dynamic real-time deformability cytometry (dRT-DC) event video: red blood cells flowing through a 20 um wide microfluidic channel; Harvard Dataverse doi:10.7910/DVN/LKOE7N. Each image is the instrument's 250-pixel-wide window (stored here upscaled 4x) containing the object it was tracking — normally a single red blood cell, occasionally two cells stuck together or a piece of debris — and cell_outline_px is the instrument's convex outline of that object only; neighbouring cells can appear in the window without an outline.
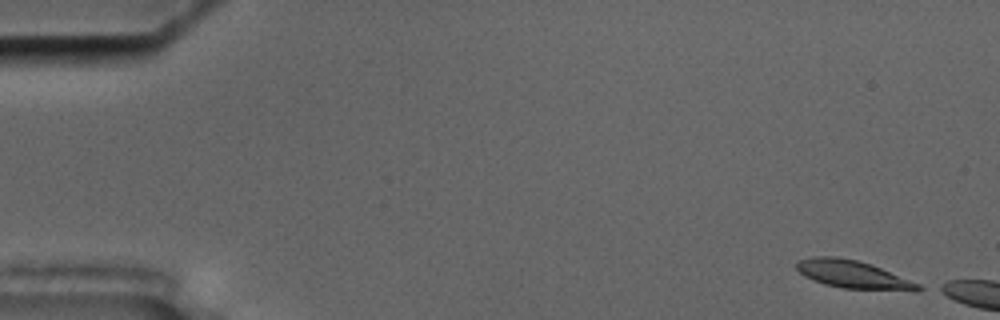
{"species": "common noctule bat (a hibernating species)", "species_latin": "Nyctalus noctula", "temperature_condition": "cold", "stored_images_in_passage": 5, "camera_frame_rate_fps": 3000, "um_per_image_px": 0.085, "animal": {"sex": "male", "body_mass_g": 17.5, "forearm_length_mm": 52.3}, "frame": {"image": 1, "passage_image": 1, "time_ms": 0.0, "image_size_px": [1000, 320], "cell_outline_px": [[928, 288], [920, 292], [912, 292], [844, 288], [824, 284], [812, 280], [804, 276], [796, 268], [796, 264], [800, 260], [812, 256], [836, 256], [856, 260], [880, 268], [920, 284]], "centroid_in_image_um": [72.58, 23.36], "position_along_channel_um": 12.4, "area_um2": 20.0}}